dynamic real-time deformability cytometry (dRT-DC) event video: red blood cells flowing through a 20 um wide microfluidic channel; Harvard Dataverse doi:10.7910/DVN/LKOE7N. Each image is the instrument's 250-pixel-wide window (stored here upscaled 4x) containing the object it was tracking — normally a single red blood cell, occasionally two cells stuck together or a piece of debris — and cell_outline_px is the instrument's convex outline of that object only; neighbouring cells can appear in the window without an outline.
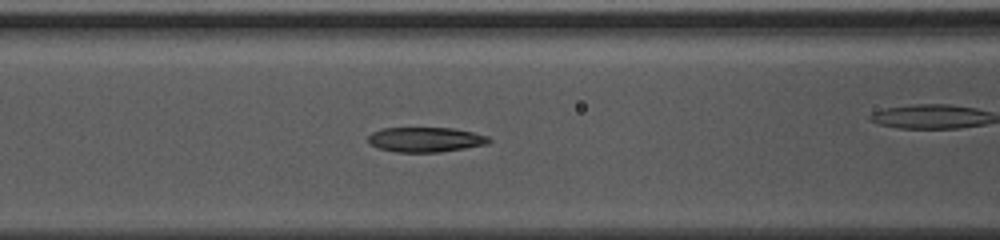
{"species": "common noctule bat (a hibernating species)", "species_latin": "Nyctalus noctula", "temperature_condition": "warm", "stored_images_in_passage": 26, "camera_frame_rate_fps": 3000, "um_per_image_px": 0.085, "animal": {"sex": "female", "body_mass_g": 10.0, "forearm_length_mm": 53.1}, "frame": {"image": 1, "passage_image": 3, "time_ms": 0.667, "image_size_px": [1000, 240], "cell_outline_px": [[492, 140], [488, 144], [440, 152], [396, 152], [376, 148], [368, 144], [368, 136], [372, 132], [380, 128], [452, 128], [472, 132], [488, 136]], "centroid_in_image_um": [36.13, 11.87], "position_along_channel_um": 130.5, "area_um2": 17.63}}
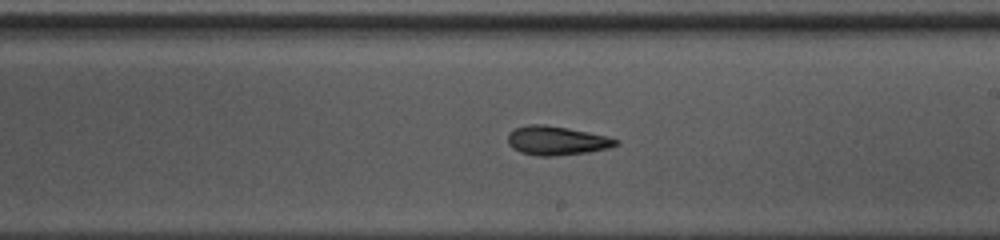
{"frame": {"image": 2, "passage_image": 11, "time_ms": 3.333, "image_size_px": [1000, 240], "cell_outline_px": [[620, 144], [608, 148], [588, 152], [552, 156], [536, 156], [520, 152], [512, 148], [508, 144], [508, 132], [516, 128], [528, 124], [544, 124], [568, 128], [608, 136], [620, 140]], "centroid_in_image_um": [47.31, 11.95], "position_along_channel_um": 241.7, "area_um2": 18.38}}
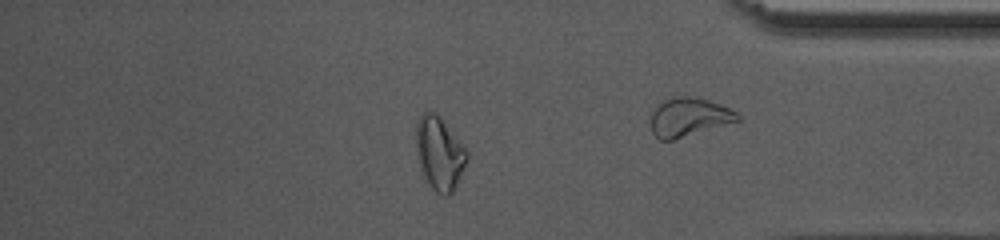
{"frame": {"image": 3, "passage_image": 24, "time_ms": 7.667, "image_size_px": [1000, 240], "cell_outline_px": [[468, 156], [456, 184], [452, 192], [448, 196], [444, 196], [436, 192], [428, 184], [416, 156], [416, 124], [420, 116], [428, 108], [436, 112], [440, 116], [460, 140], [468, 152]], "centroid_in_image_um": [37.33, 12.98], "position_along_channel_um": 397.9, "area_um2": 21.73}}